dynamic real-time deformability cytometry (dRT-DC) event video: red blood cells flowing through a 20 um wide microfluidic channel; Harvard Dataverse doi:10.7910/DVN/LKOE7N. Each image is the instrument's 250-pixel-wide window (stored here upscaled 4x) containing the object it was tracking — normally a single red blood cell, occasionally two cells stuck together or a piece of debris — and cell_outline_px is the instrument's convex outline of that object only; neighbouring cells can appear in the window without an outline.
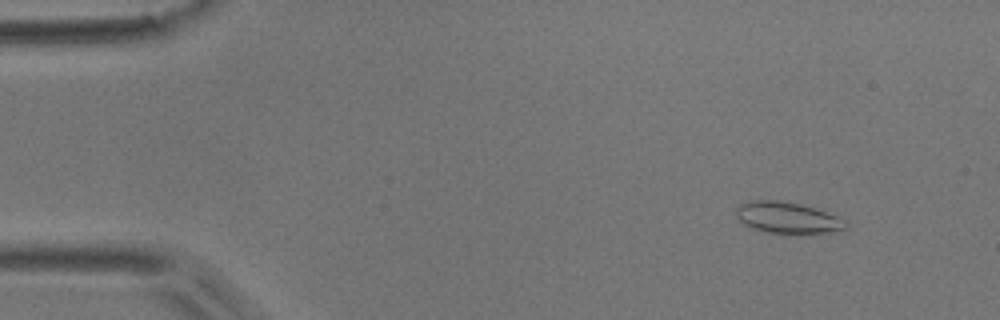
{"species": "common noctule bat (a hibernating species)", "species_latin": "Nyctalus noctula", "temperature_condition": "room temperature", "stored_images_in_passage": 5, "camera_frame_rate_fps": 3000, "um_per_image_px": 0.085, "animal": {"sex": "male", "body_mass_g": 17.9}, "frame": {"image": 1, "passage_image": 2, "time_ms": 1.0, "image_size_px": [1000, 320], "cell_outline_px": [[848, 228], [828, 232], [796, 236], [768, 232], [752, 228], [744, 224], [736, 216], [736, 208], [740, 204], [752, 200], [780, 200], [800, 204], [836, 216], [844, 220], [848, 224]], "centroid_in_image_um": [66.93, 18.54], "position_along_channel_um": 18.1, "area_um2": 20.29}}
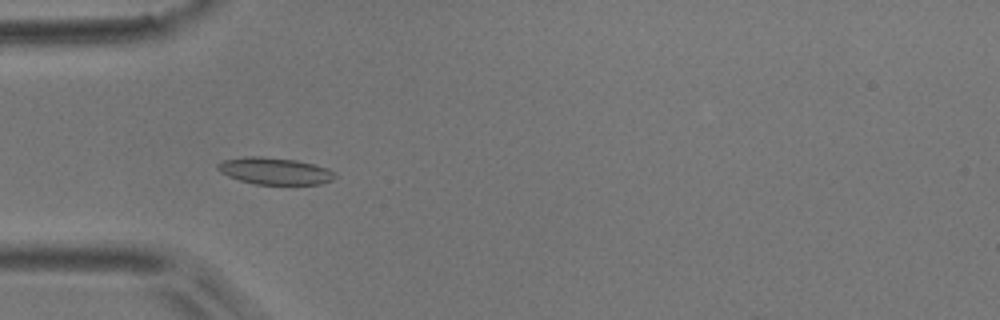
{"frame": {"image": 2, "passage_image": 4, "time_ms": 4.667, "image_size_px": [1000, 320], "cell_outline_px": [[336, 176], [332, 180], [320, 184], [256, 184], [240, 180], [228, 176], [220, 172], [216, 168], [216, 164], [224, 160], [248, 156], [264, 156], [296, 160], [328, 168], [336, 172]], "centroid_in_image_um": [23.36, 14.53], "position_along_channel_um": 61.6, "area_um2": 18.38}}
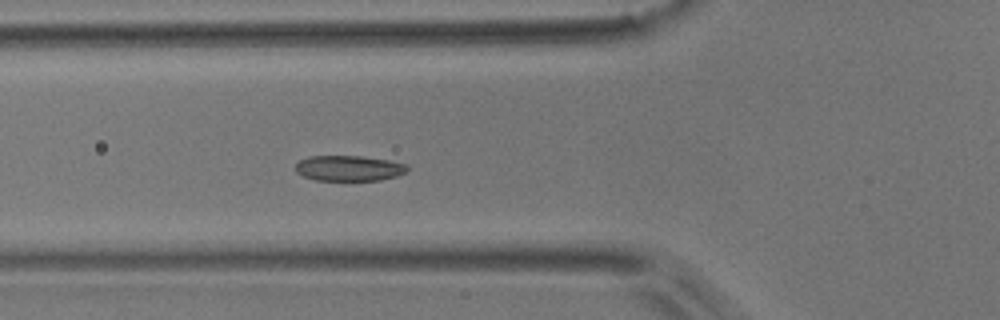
{"frame": {"image": 3, "passage_image": 5, "time_ms": 5.667, "image_size_px": [1000, 320], "cell_outline_px": [[408, 168], [404, 172], [396, 176], [380, 180], [316, 180], [304, 176], [296, 172], [296, 164], [300, 160], [308, 156], [360, 156], [388, 160], [408, 164]], "centroid_in_image_um": [29.65, 14.29], "position_along_channel_um": 96.1, "area_um2": 16.47}}